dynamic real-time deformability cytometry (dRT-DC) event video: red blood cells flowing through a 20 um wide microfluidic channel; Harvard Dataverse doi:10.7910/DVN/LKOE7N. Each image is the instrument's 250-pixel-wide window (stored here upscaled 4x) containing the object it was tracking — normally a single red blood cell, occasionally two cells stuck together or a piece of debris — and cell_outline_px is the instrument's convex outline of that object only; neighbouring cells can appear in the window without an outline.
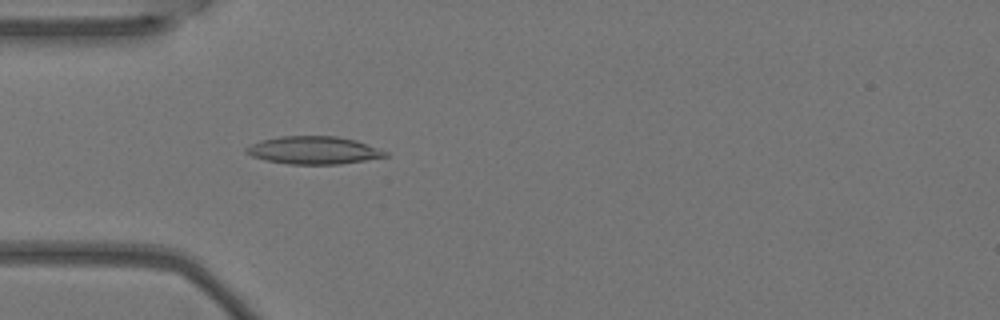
{"species": "Egyptian fruit bat (a non-hibernating species)", "species_latin": "Rousettus aegyptiacus", "temperature_condition": "warm", "stored_images_in_passage": 5, "camera_frame_rate_fps": 3000, "um_per_image_px": 0.085, "animal": {"sex": "female"}, "frame": {"image": 1, "passage_image": 5, "time_ms": 1.333, "image_size_px": [1000, 320], "cell_outline_px": [[388, 156], [340, 164], [288, 164], [264, 160], [252, 156], [244, 152], [244, 148], [260, 140], [280, 136], [336, 136], [356, 140], [388, 152]], "centroid_in_image_um": [26.62, 12.77], "position_along_channel_um": 58.4, "area_um2": 22.48}}